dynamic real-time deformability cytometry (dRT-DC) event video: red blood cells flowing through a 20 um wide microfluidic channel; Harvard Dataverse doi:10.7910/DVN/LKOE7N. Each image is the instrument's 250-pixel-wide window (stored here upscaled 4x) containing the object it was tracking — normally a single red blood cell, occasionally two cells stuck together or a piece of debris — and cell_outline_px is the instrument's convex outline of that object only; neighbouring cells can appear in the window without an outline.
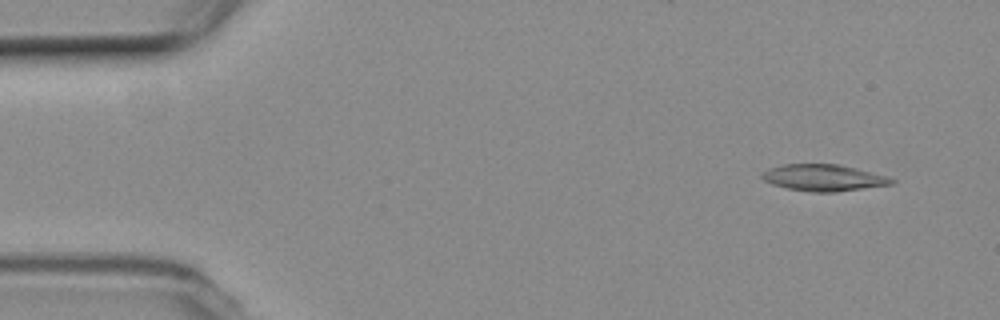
{"species": "common noctule bat (a hibernating species)", "species_latin": "Nyctalus noctula", "temperature_condition": "room temperature", "stored_images_in_passage": 54, "camera_frame_rate_fps": 3000, "um_per_image_px": 0.085, "animal": {"sex": "female", "body_mass_g": 19.3, "forearm_length_mm": 54.1}, "frame": {"image": 1, "passage_image": 4, "time_ms": 1.0, "image_size_px": [1000, 320], "cell_outline_px": [[896, 180], [892, 184], [836, 192], [812, 192], [788, 188], [772, 184], [764, 180], [760, 176], [760, 172], [768, 168], [780, 164], [840, 164], [888, 176]], "centroid_in_image_um": [69.97, 15.09], "position_along_channel_um": 15.0, "area_um2": 20.17}}
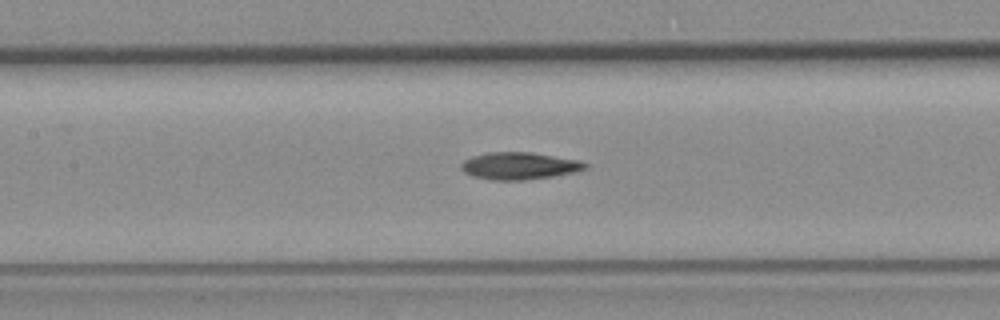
{"frame": {"image": 2, "passage_image": 24, "time_ms": 7.667, "image_size_px": [1000, 320], "cell_outline_px": [[588, 168], [576, 172], [552, 176], [524, 180], [492, 180], [472, 176], [464, 172], [460, 168], [460, 164], [464, 160], [472, 156], [488, 152], [528, 152], [580, 160], [588, 164]], "centroid_in_image_um": [44.13, 14.1], "position_along_channel_um": 163.3, "area_um2": 19.71}}
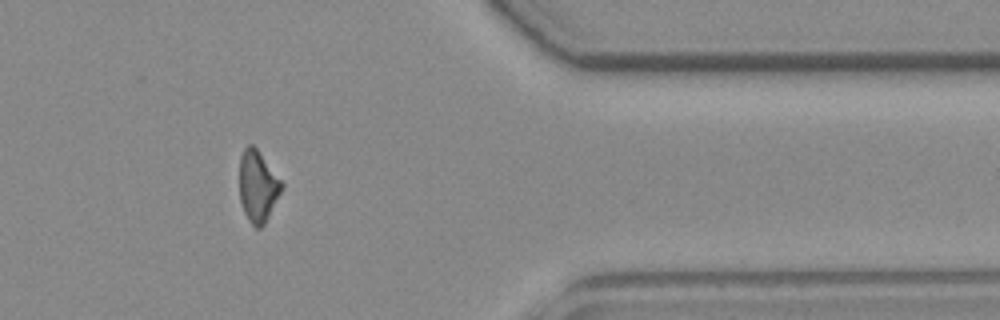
{"frame": {"image": 3, "passage_image": 44, "time_ms": 14.333, "image_size_px": [1000, 320], "cell_outline_px": [[284, 188], [264, 224], [260, 228], [256, 228], [248, 220], [244, 212], [240, 200], [240, 156], [244, 148], [248, 144], [252, 144], [256, 148], [284, 184]], "centroid_in_image_um": [21.92, 15.84], "position_along_channel_um": 389.5, "area_um2": 17.46}, "authors_computed_cell_mechanics": {"area_um2": 19.2474, "velocity_mm_per_s": 3.7468, "shape_relaxation_time_tau1_ms": 8.6278, "shape_relaxation_time_tau2_ms": 9.1394, "deformation_change_tau1": 0.2051, "deformation_change_tau2": 0.1624}}